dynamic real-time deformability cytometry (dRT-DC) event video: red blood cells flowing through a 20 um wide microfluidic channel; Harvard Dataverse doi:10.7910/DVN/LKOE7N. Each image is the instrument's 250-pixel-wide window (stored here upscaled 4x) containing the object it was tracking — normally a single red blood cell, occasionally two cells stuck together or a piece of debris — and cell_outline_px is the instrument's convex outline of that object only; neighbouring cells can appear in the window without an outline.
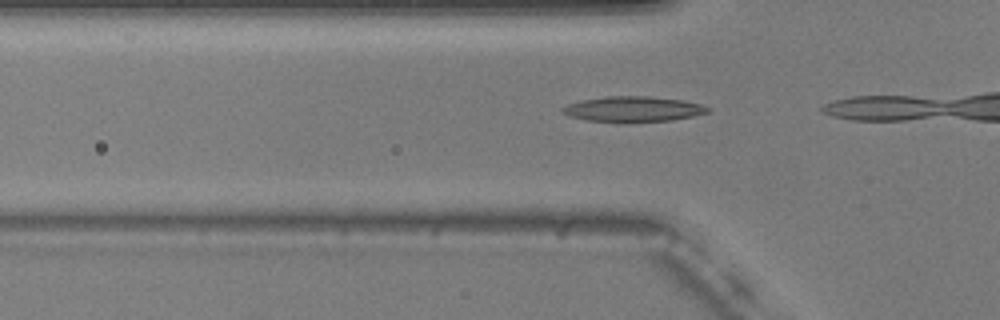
{"species": "common noctule bat (a hibernating species)", "species_latin": "Nyctalus noctula", "temperature_condition": "warm", "stored_images_in_passage": 4, "camera_frame_rate_fps": 3000, "um_per_image_px": 0.085, "animal": {"sex": "male", "body_mass_g": 20.5, "forearm_length_mm": 52.5}, "frame": {"image": 1, "passage_image": 2, "time_ms": 0.333, "image_size_px": [1000, 320], "cell_outline_px": [[712, 108], [708, 112], [692, 116], [672, 120], [584, 120], [568, 116], [560, 108], [568, 104], [580, 100], [604, 96], [644, 96], [684, 100], [700, 104]], "centroid_in_image_um": [53.81, 9.23], "position_along_channel_um": 72.0, "area_um2": 20.81}}